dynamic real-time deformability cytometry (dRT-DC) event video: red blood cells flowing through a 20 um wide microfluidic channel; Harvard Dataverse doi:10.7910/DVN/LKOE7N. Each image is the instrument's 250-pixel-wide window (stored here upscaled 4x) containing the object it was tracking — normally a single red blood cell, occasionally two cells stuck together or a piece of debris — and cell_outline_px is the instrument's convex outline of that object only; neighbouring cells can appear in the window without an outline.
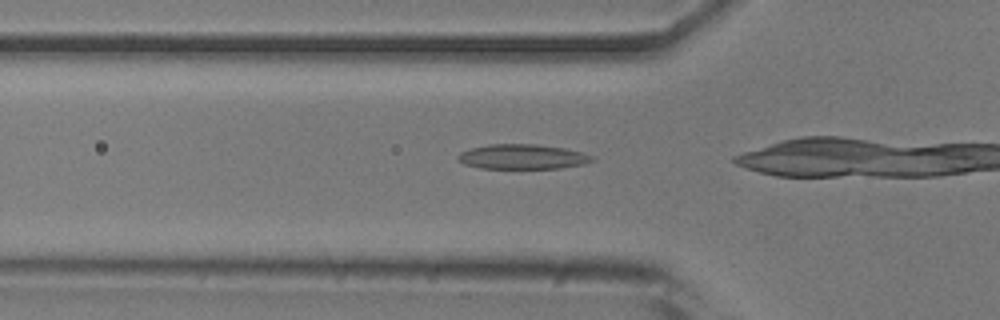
{"species": "common noctule bat (a hibernating species)", "species_latin": "Nyctalus noctula", "temperature_condition": "room temperature", "stored_images_in_passage": 7, "camera_frame_rate_fps": 3000, "um_per_image_px": 0.085, "animal": {"sex": "male", "body_mass_g": 20.5, "forearm_length_mm": 52.5}, "frame": {"image": 1, "passage_image": 2, "time_ms": 0.333, "image_size_px": [1000, 320], "cell_outline_px": [[596, 160], [584, 164], [560, 168], [480, 168], [464, 164], [456, 156], [460, 152], [472, 148], [488, 144], [536, 144], [564, 148], [580, 152], [592, 156]], "centroid_in_image_um": [44.41, 13.32], "position_along_channel_um": 81.4, "area_um2": 19.31}}